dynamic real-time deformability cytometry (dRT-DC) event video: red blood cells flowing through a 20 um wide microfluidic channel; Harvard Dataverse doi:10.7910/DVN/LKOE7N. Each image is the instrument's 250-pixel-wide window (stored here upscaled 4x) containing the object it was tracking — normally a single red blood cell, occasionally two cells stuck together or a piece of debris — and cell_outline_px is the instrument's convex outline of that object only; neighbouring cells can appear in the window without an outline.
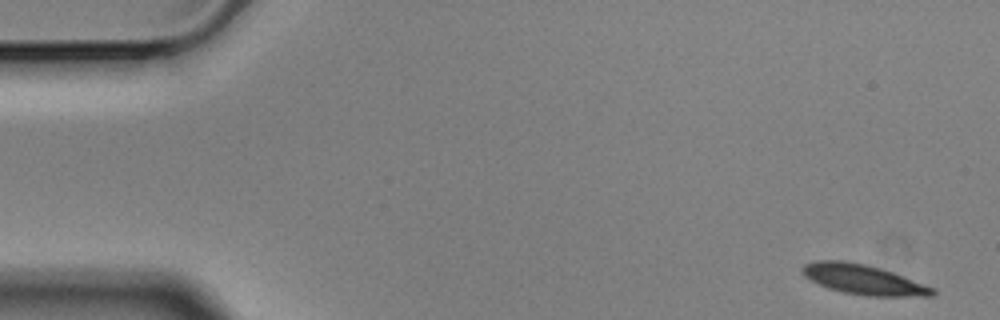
{"species": "Egyptian fruit bat (a non-hibernating species)", "species_latin": "Rousettus aegyptiacus", "temperature_condition": "cold", "stored_images_in_passage": 55, "camera_frame_rate_fps": 3000, "um_per_image_px": 0.085, "animal": {"sex": "male"}, "frame": {"image": 1, "passage_image": 1, "time_ms": 0.0, "image_size_px": [1000, 320], "cell_outline_px": [[936, 292], [932, 296], [864, 296], [844, 292], [828, 288], [804, 276], [800, 268], [804, 264], [816, 260], [844, 260], [864, 264], [880, 268], [892, 272], [936, 288]], "centroid_in_image_um": [73.39, 23.76], "position_along_channel_um": 11.6, "area_um2": 22.66}}
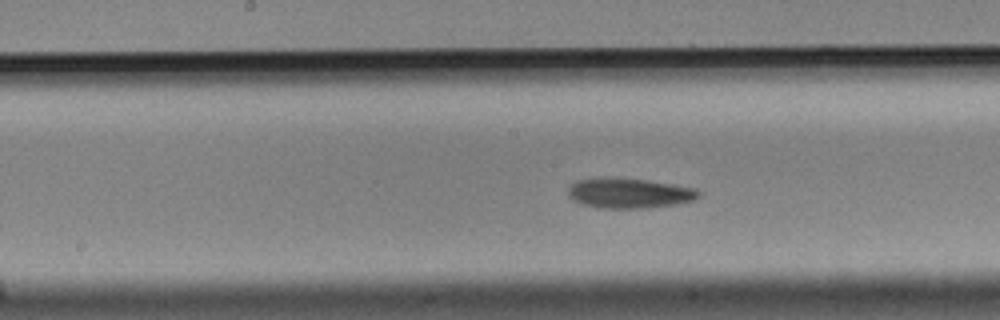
{"frame": {"image": 2, "passage_image": 27, "time_ms": 8.667, "image_size_px": [1000, 320], "cell_outline_px": [[700, 196], [692, 200], [676, 204], [640, 208], [600, 208], [584, 204], [572, 200], [568, 196], [568, 188], [576, 180], [648, 180], [696, 188], [700, 192]], "centroid_in_image_um": [53.52, 16.45], "position_along_channel_um": 194.7, "area_um2": 21.96}}
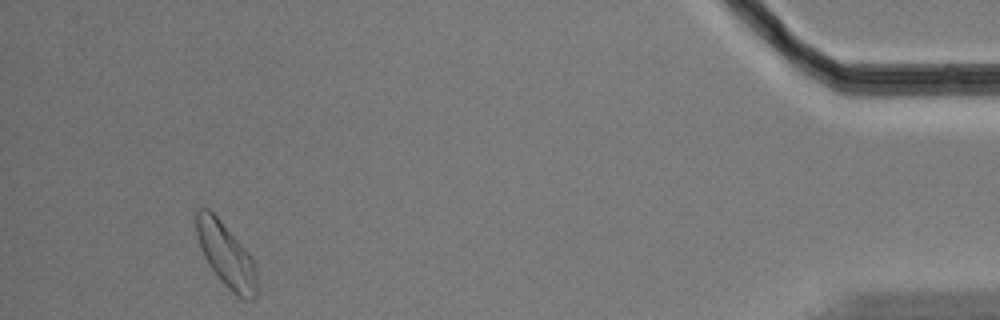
{"frame": {"image": 3, "passage_image": 52, "time_ms": 17.0, "image_size_px": [1000, 320], "cell_outline_px": [[256, 296], [252, 300], [244, 300], [228, 288], [220, 280], [208, 264], [200, 248], [196, 236], [196, 212], [200, 208], [208, 208], [220, 220], [248, 252], [256, 268]], "centroid_in_image_um": [19.2, 21.68], "position_along_channel_um": 416.0, "area_um2": 22.31}, "authors_computed_cell_mechanics": {"area_um2": 22.253, "velocity_mm_per_s": 3.4931, "shape_relaxation_time_tau1_ms": 8.1809, "shape_relaxation_time_tau2_ms": null, "deformation_change_tau1": 0.1601, "deformation_change_tau2": null}}